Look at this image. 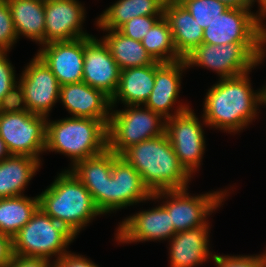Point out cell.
<instances>
[{"label":"cell","instance_id":"52a82bcc","mask_svg":"<svg viewBox=\"0 0 266 267\" xmlns=\"http://www.w3.org/2000/svg\"><path fill=\"white\" fill-rule=\"evenodd\" d=\"M112 110L107 126L108 149L121 155L132 145L159 137L165 133L166 119L141 105Z\"/></svg>","mask_w":266,"mask_h":267},{"label":"cell","instance_id":"f1b7e54d","mask_svg":"<svg viewBox=\"0 0 266 267\" xmlns=\"http://www.w3.org/2000/svg\"><path fill=\"white\" fill-rule=\"evenodd\" d=\"M141 43L156 62L173 63L183 59L177 53L169 23L164 16L155 22Z\"/></svg>","mask_w":266,"mask_h":267},{"label":"cell","instance_id":"ac0fdd59","mask_svg":"<svg viewBox=\"0 0 266 267\" xmlns=\"http://www.w3.org/2000/svg\"><path fill=\"white\" fill-rule=\"evenodd\" d=\"M187 65L182 59L173 63H160L155 61V83L151 94L143 106L153 112L161 114L165 119L174 117L177 114L189 109L186 104L178 105L175 113L170 109L176 103L181 86V76ZM172 114V115H171Z\"/></svg>","mask_w":266,"mask_h":267},{"label":"cell","instance_id":"ab89813d","mask_svg":"<svg viewBox=\"0 0 266 267\" xmlns=\"http://www.w3.org/2000/svg\"><path fill=\"white\" fill-rule=\"evenodd\" d=\"M258 2V4L260 5L259 7V12L257 13V15L262 19H264L266 17V0H249V6L250 8L252 7V5ZM266 19V18H265Z\"/></svg>","mask_w":266,"mask_h":267},{"label":"cell","instance_id":"9c48e42d","mask_svg":"<svg viewBox=\"0 0 266 267\" xmlns=\"http://www.w3.org/2000/svg\"><path fill=\"white\" fill-rule=\"evenodd\" d=\"M46 116L31 112L0 113V137L11 155L39 160L46 151Z\"/></svg>","mask_w":266,"mask_h":267},{"label":"cell","instance_id":"74e56055","mask_svg":"<svg viewBox=\"0 0 266 267\" xmlns=\"http://www.w3.org/2000/svg\"><path fill=\"white\" fill-rule=\"evenodd\" d=\"M13 254V238L0 232V267H7Z\"/></svg>","mask_w":266,"mask_h":267},{"label":"cell","instance_id":"d6a6232c","mask_svg":"<svg viewBox=\"0 0 266 267\" xmlns=\"http://www.w3.org/2000/svg\"><path fill=\"white\" fill-rule=\"evenodd\" d=\"M212 260L215 262L216 267H266L264 253L255 256H223L214 254Z\"/></svg>","mask_w":266,"mask_h":267},{"label":"cell","instance_id":"5bb4252c","mask_svg":"<svg viewBox=\"0 0 266 267\" xmlns=\"http://www.w3.org/2000/svg\"><path fill=\"white\" fill-rule=\"evenodd\" d=\"M121 69L103 39L84 37L83 79L92 88L102 90L110 98L116 92Z\"/></svg>","mask_w":266,"mask_h":267},{"label":"cell","instance_id":"4316f807","mask_svg":"<svg viewBox=\"0 0 266 267\" xmlns=\"http://www.w3.org/2000/svg\"><path fill=\"white\" fill-rule=\"evenodd\" d=\"M107 31L108 34L102 39L121 70L152 65L155 62L140 41L128 38L119 30Z\"/></svg>","mask_w":266,"mask_h":267},{"label":"cell","instance_id":"7a4b0ae2","mask_svg":"<svg viewBox=\"0 0 266 267\" xmlns=\"http://www.w3.org/2000/svg\"><path fill=\"white\" fill-rule=\"evenodd\" d=\"M120 156L138 171L152 194L184 189L191 181L192 176L179 162L166 133L132 145Z\"/></svg>","mask_w":266,"mask_h":267},{"label":"cell","instance_id":"484cf974","mask_svg":"<svg viewBox=\"0 0 266 267\" xmlns=\"http://www.w3.org/2000/svg\"><path fill=\"white\" fill-rule=\"evenodd\" d=\"M166 0H118L97 18L96 26L118 30L134 17L163 15Z\"/></svg>","mask_w":266,"mask_h":267},{"label":"cell","instance_id":"d590c367","mask_svg":"<svg viewBox=\"0 0 266 267\" xmlns=\"http://www.w3.org/2000/svg\"><path fill=\"white\" fill-rule=\"evenodd\" d=\"M67 252L60 259L52 261L54 267H99L88 258Z\"/></svg>","mask_w":266,"mask_h":267},{"label":"cell","instance_id":"4fadbf2b","mask_svg":"<svg viewBox=\"0 0 266 267\" xmlns=\"http://www.w3.org/2000/svg\"><path fill=\"white\" fill-rule=\"evenodd\" d=\"M19 83L29 112L49 117L60 98V84L44 61L36 54L22 71Z\"/></svg>","mask_w":266,"mask_h":267},{"label":"cell","instance_id":"8fae6325","mask_svg":"<svg viewBox=\"0 0 266 267\" xmlns=\"http://www.w3.org/2000/svg\"><path fill=\"white\" fill-rule=\"evenodd\" d=\"M202 126L191 108L166 119L165 133L179 162L190 175L197 171L205 153Z\"/></svg>","mask_w":266,"mask_h":267},{"label":"cell","instance_id":"d6986e66","mask_svg":"<svg viewBox=\"0 0 266 267\" xmlns=\"http://www.w3.org/2000/svg\"><path fill=\"white\" fill-rule=\"evenodd\" d=\"M72 117L92 118L107 126L111 114L110 97L85 82L60 86V98Z\"/></svg>","mask_w":266,"mask_h":267},{"label":"cell","instance_id":"7c38bea8","mask_svg":"<svg viewBox=\"0 0 266 267\" xmlns=\"http://www.w3.org/2000/svg\"><path fill=\"white\" fill-rule=\"evenodd\" d=\"M152 196L138 171L124 158L114 153L112 175L105 180L102 193V215L151 200Z\"/></svg>","mask_w":266,"mask_h":267},{"label":"cell","instance_id":"7402d4cb","mask_svg":"<svg viewBox=\"0 0 266 267\" xmlns=\"http://www.w3.org/2000/svg\"><path fill=\"white\" fill-rule=\"evenodd\" d=\"M155 83V62L152 65L121 70L116 92L110 98L111 108L121 101L125 106L144 105Z\"/></svg>","mask_w":266,"mask_h":267},{"label":"cell","instance_id":"603a6c76","mask_svg":"<svg viewBox=\"0 0 266 267\" xmlns=\"http://www.w3.org/2000/svg\"><path fill=\"white\" fill-rule=\"evenodd\" d=\"M114 153L108 148L102 153L76 162L71 172L91 193L97 209L102 214V193L105 180L112 175Z\"/></svg>","mask_w":266,"mask_h":267},{"label":"cell","instance_id":"cb8c5ba5","mask_svg":"<svg viewBox=\"0 0 266 267\" xmlns=\"http://www.w3.org/2000/svg\"><path fill=\"white\" fill-rule=\"evenodd\" d=\"M18 39L23 35L45 44V0H7Z\"/></svg>","mask_w":266,"mask_h":267},{"label":"cell","instance_id":"e0dca14e","mask_svg":"<svg viewBox=\"0 0 266 267\" xmlns=\"http://www.w3.org/2000/svg\"><path fill=\"white\" fill-rule=\"evenodd\" d=\"M37 55L56 76L60 86L82 82L84 38L44 44Z\"/></svg>","mask_w":266,"mask_h":267},{"label":"cell","instance_id":"3957f363","mask_svg":"<svg viewBox=\"0 0 266 267\" xmlns=\"http://www.w3.org/2000/svg\"><path fill=\"white\" fill-rule=\"evenodd\" d=\"M39 198V208L75 236L98 215L91 193L70 171H62Z\"/></svg>","mask_w":266,"mask_h":267},{"label":"cell","instance_id":"d4e9b609","mask_svg":"<svg viewBox=\"0 0 266 267\" xmlns=\"http://www.w3.org/2000/svg\"><path fill=\"white\" fill-rule=\"evenodd\" d=\"M40 164L37 158L18 155L0 161V199L24 195Z\"/></svg>","mask_w":266,"mask_h":267},{"label":"cell","instance_id":"f546056e","mask_svg":"<svg viewBox=\"0 0 266 267\" xmlns=\"http://www.w3.org/2000/svg\"><path fill=\"white\" fill-rule=\"evenodd\" d=\"M203 29L208 27L217 17L229 7L218 0H178Z\"/></svg>","mask_w":266,"mask_h":267},{"label":"cell","instance_id":"6da1fadb","mask_svg":"<svg viewBox=\"0 0 266 267\" xmlns=\"http://www.w3.org/2000/svg\"><path fill=\"white\" fill-rule=\"evenodd\" d=\"M249 72L220 79L206 93L203 124L225 132H240L247 127L262 106V89L251 87Z\"/></svg>","mask_w":266,"mask_h":267},{"label":"cell","instance_id":"8d00e7d4","mask_svg":"<svg viewBox=\"0 0 266 267\" xmlns=\"http://www.w3.org/2000/svg\"><path fill=\"white\" fill-rule=\"evenodd\" d=\"M51 260L44 257L20 256L13 254L12 261L7 267H54Z\"/></svg>","mask_w":266,"mask_h":267},{"label":"cell","instance_id":"836d02e7","mask_svg":"<svg viewBox=\"0 0 266 267\" xmlns=\"http://www.w3.org/2000/svg\"><path fill=\"white\" fill-rule=\"evenodd\" d=\"M29 112L24 91L19 82H17L10 91L0 101V113H18Z\"/></svg>","mask_w":266,"mask_h":267},{"label":"cell","instance_id":"60d3db41","mask_svg":"<svg viewBox=\"0 0 266 267\" xmlns=\"http://www.w3.org/2000/svg\"><path fill=\"white\" fill-rule=\"evenodd\" d=\"M11 154L6 146L4 140L0 137V161L10 157Z\"/></svg>","mask_w":266,"mask_h":267},{"label":"cell","instance_id":"9a60e30c","mask_svg":"<svg viewBox=\"0 0 266 267\" xmlns=\"http://www.w3.org/2000/svg\"><path fill=\"white\" fill-rule=\"evenodd\" d=\"M115 235L120 243L169 240L174 235V224L168 210L161 204L124 219Z\"/></svg>","mask_w":266,"mask_h":267},{"label":"cell","instance_id":"b9f144b4","mask_svg":"<svg viewBox=\"0 0 266 267\" xmlns=\"http://www.w3.org/2000/svg\"><path fill=\"white\" fill-rule=\"evenodd\" d=\"M263 100H266V85L262 88Z\"/></svg>","mask_w":266,"mask_h":267},{"label":"cell","instance_id":"1f68e13d","mask_svg":"<svg viewBox=\"0 0 266 267\" xmlns=\"http://www.w3.org/2000/svg\"><path fill=\"white\" fill-rule=\"evenodd\" d=\"M162 16L163 15L134 17L122 25L118 30L128 38L141 42L155 22Z\"/></svg>","mask_w":266,"mask_h":267},{"label":"cell","instance_id":"4dcf8cb0","mask_svg":"<svg viewBox=\"0 0 266 267\" xmlns=\"http://www.w3.org/2000/svg\"><path fill=\"white\" fill-rule=\"evenodd\" d=\"M17 39L8 2L0 0V52H9Z\"/></svg>","mask_w":266,"mask_h":267},{"label":"cell","instance_id":"8992f818","mask_svg":"<svg viewBox=\"0 0 266 267\" xmlns=\"http://www.w3.org/2000/svg\"><path fill=\"white\" fill-rule=\"evenodd\" d=\"M76 238L65 226L45 214L40 208L13 237V253L20 256L60 259Z\"/></svg>","mask_w":266,"mask_h":267},{"label":"cell","instance_id":"2e32d148","mask_svg":"<svg viewBox=\"0 0 266 267\" xmlns=\"http://www.w3.org/2000/svg\"><path fill=\"white\" fill-rule=\"evenodd\" d=\"M45 44L91 36L84 32L85 9L77 0H45Z\"/></svg>","mask_w":266,"mask_h":267},{"label":"cell","instance_id":"5b68a950","mask_svg":"<svg viewBox=\"0 0 266 267\" xmlns=\"http://www.w3.org/2000/svg\"><path fill=\"white\" fill-rule=\"evenodd\" d=\"M263 43H229L212 45L202 43L184 58L187 68L200 66L215 71L225 79L251 72L266 55Z\"/></svg>","mask_w":266,"mask_h":267},{"label":"cell","instance_id":"f35d334b","mask_svg":"<svg viewBox=\"0 0 266 267\" xmlns=\"http://www.w3.org/2000/svg\"><path fill=\"white\" fill-rule=\"evenodd\" d=\"M229 8H244L250 7L249 0H218Z\"/></svg>","mask_w":266,"mask_h":267},{"label":"cell","instance_id":"ffe728a7","mask_svg":"<svg viewBox=\"0 0 266 267\" xmlns=\"http://www.w3.org/2000/svg\"><path fill=\"white\" fill-rule=\"evenodd\" d=\"M209 226L201 225L172 236L169 240L170 267H198L214 257L208 246Z\"/></svg>","mask_w":266,"mask_h":267},{"label":"cell","instance_id":"277c9868","mask_svg":"<svg viewBox=\"0 0 266 267\" xmlns=\"http://www.w3.org/2000/svg\"><path fill=\"white\" fill-rule=\"evenodd\" d=\"M108 148L107 125L97 119L68 117L48 121L45 150L59 152L76 162L96 156Z\"/></svg>","mask_w":266,"mask_h":267},{"label":"cell","instance_id":"ba28073f","mask_svg":"<svg viewBox=\"0 0 266 267\" xmlns=\"http://www.w3.org/2000/svg\"><path fill=\"white\" fill-rule=\"evenodd\" d=\"M187 188L165 190L153 193L152 200L167 199L163 206L171 215L174 235L201 225H209L207 216L211 215L225 199L228 190L213 191L190 196Z\"/></svg>","mask_w":266,"mask_h":267},{"label":"cell","instance_id":"30bf717a","mask_svg":"<svg viewBox=\"0 0 266 267\" xmlns=\"http://www.w3.org/2000/svg\"><path fill=\"white\" fill-rule=\"evenodd\" d=\"M250 7L228 8L204 29L203 43H263L266 26Z\"/></svg>","mask_w":266,"mask_h":267},{"label":"cell","instance_id":"44dd1931","mask_svg":"<svg viewBox=\"0 0 266 267\" xmlns=\"http://www.w3.org/2000/svg\"><path fill=\"white\" fill-rule=\"evenodd\" d=\"M163 16L169 23L177 53L183 59L203 43V29L178 0H166Z\"/></svg>","mask_w":266,"mask_h":267},{"label":"cell","instance_id":"83f0119b","mask_svg":"<svg viewBox=\"0 0 266 267\" xmlns=\"http://www.w3.org/2000/svg\"><path fill=\"white\" fill-rule=\"evenodd\" d=\"M39 208V198L24 195L0 199V232L13 238Z\"/></svg>","mask_w":266,"mask_h":267},{"label":"cell","instance_id":"7bdbcfd3","mask_svg":"<svg viewBox=\"0 0 266 267\" xmlns=\"http://www.w3.org/2000/svg\"><path fill=\"white\" fill-rule=\"evenodd\" d=\"M262 104H263V105H266V100H263Z\"/></svg>","mask_w":266,"mask_h":267},{"label":"cell","instance_id":"e575fe53","mask_svg":"<svg viewBox=\"0 0 266 267\" xmlns=\"http://www.w3.org/2000/svg\"><path fill=\"white\" fill-rule=\"evenodd\" d=\"M7 52H0V101L18 81L13 65L7 59Z\"/></svg>","mask_w":266,"mask_h":267}]
</instances>
